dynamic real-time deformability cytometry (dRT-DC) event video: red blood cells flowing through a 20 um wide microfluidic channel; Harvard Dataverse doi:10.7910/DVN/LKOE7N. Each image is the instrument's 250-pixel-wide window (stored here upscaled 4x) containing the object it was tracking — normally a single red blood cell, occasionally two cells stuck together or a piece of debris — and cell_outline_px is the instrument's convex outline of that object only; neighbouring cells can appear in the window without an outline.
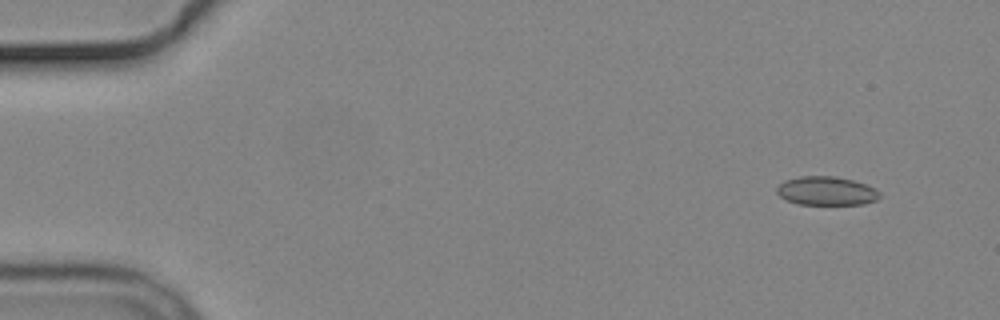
{"species": "common noctule bat (a hibernating species)", "species_latin": "Nyctalus noctula", "temperature_condition": "cold", "stored_images_in_passage": 7, "camera_frame_rate_fps": 3000, "um_per_image_px": 0.085, "animal": {"sex": "male", "body_mass_g": 19.2, "forearm_length_mm": 51.8}, "frame": {"image": 1, "passage_image": 1, "time_ms": 0.0, "image_size_px": [1000, 320], "cell_outline_px": [[880, 196], [876, 200], [864, 204], [800, 204], [788, 200], [780, 196], [776, 192], [776, 188], [784, 180], [800, 176], [836, 176], [852, 180], [876, 188], [880, 192]], "centroid_in_image_um": [70.25, 16.22], "position_along_channel_um": 14.7, "area_um2": 17.17}}
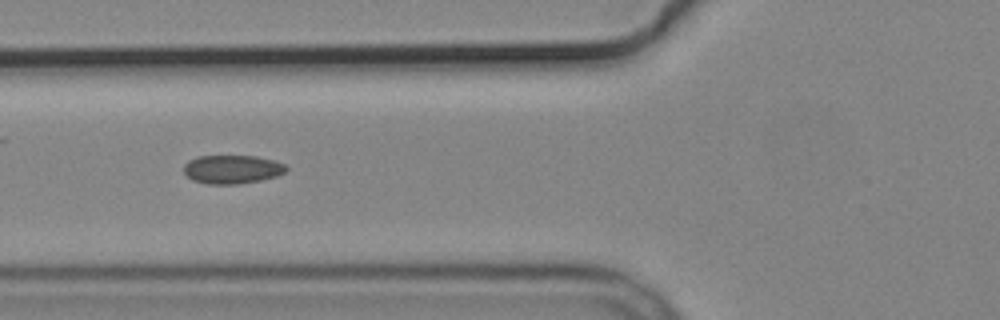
{"frame": {"image": 2, "passage_image": 6, "time_ms": 5.667, "image_size_px": [1000, 320], "cell_outline_px": [[288, 168], [284, 172], [276, 176], [260, 180], [240, 184], [208, 184], [192, 180], [184, 172], [184, 164], [188, 160], [196, 156], [256, 156], [272, 160], [284, 164]], "centroid_in_image_um": [19.7, 14.39], "position_along_channel_um": 106.1, "area_um2": 17.05}}
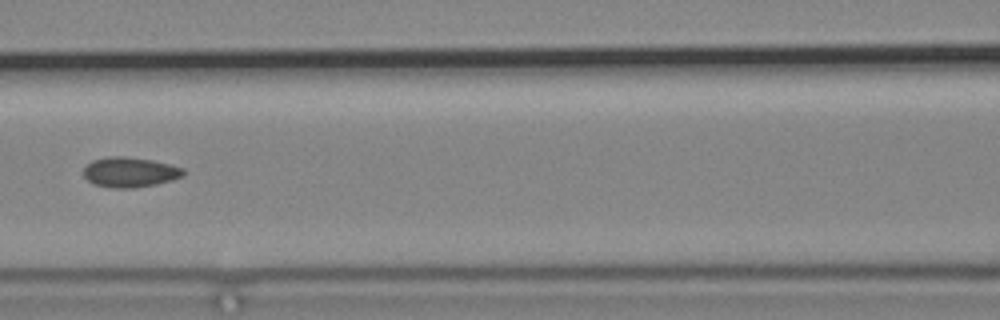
{"frame": {"image": 3, "passage_image": 7, "time_ms": 7.0, "image_size_px": [1000, 320], "cell_outline_px": [[184, 172], [180, 176], [172, 180], [156, 184], [132, 188], [116, 188], [96, 184], [88, 180], [84, 176], [84, 168], [92, 160], [108, 156], [124, 156], [152, 160], [184, 168]], "centroid_in_image_um": [11.03, 14.62], "position_along_channel_um": 155.6, "area_um2": 17.22}}